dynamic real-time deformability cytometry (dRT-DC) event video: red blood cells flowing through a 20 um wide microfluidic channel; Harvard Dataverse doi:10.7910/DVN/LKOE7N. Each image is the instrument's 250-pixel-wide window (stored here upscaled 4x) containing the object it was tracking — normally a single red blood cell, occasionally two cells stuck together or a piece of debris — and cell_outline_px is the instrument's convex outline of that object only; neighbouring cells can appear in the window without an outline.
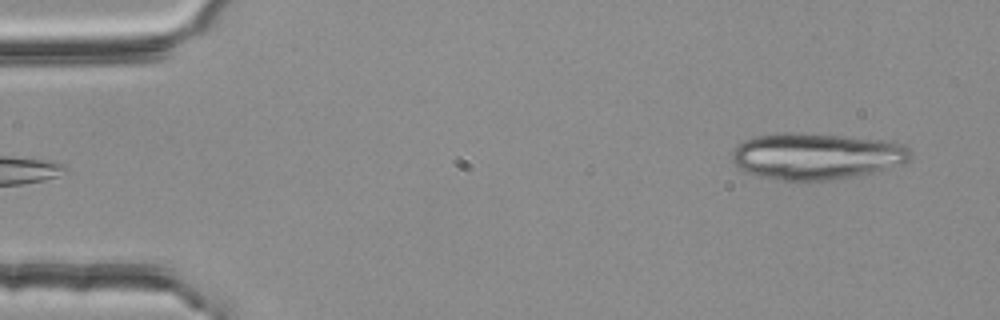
{"species": "common noctule bat (a hibernating species)", "species_latin": "Nyctalus noctula", "temperature_condition": "room temperature", "stored_images_in_passage": 5, "camera_frame_rate_fps": 3000, "um_per_image_px": 0.085, "animal": {"sex": "female", "body_mass_g": 25.1}, "frame": {"image": 1, "passage_image": 5, "time_ms": 1.333, "image_size_px": [1000, 320], "cell_outline_px": [[912, 156], [904, 164], [872, 172], [852, 176], [828, 180], [784, 180], [760, 176], [748, 172], [740, 168], [732, 160], [732, 152], [744, 140], [752, 136], [784, 132], [792, 132], [840, 136], [884, 140], [904, 144], [912, 152]], "centroid_in_image_um": [69.4, 13.26], "position_along_channel_um": 15.6, "area_um2": 47.92}}